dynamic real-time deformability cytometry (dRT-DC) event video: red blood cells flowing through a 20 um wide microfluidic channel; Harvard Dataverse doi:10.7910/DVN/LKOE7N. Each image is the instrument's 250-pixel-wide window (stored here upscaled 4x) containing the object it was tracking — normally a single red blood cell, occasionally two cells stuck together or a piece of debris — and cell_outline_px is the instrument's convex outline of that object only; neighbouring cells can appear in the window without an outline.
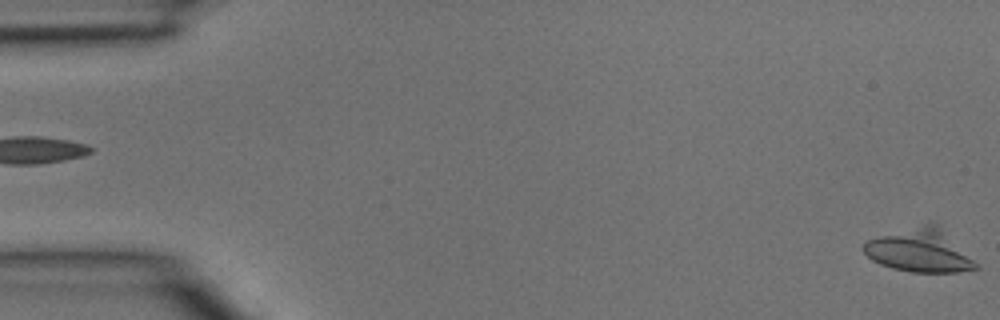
{"species": "common noctule bat (a hibernating species)", "species_latin": "Nyctalus noctula", "temperature_condition": "room temperature", "stored_images_in_passage": 7, "camera_frame_rate_fps": 3000, "um_per_image_px": 0.085, "animal": {"sex": "male", "body_mass_g": 15.6}, "frame": {"image": 1, "passage_image": 1, "time_ms": 0.0, "image_size_px": [1000, 320], "cell_outline_px": [[980, 268], [956, 272], [912, 272], [892, 268], [880, 264], [872, 260], [860, 248], [868, 240], [880, 236], [924, 224], [936, 224], [980, 264]], "centroid_in_image_um": [78.2, 21.34], "position_along_channel_um": 6.8, "area_um2": 27.69}}